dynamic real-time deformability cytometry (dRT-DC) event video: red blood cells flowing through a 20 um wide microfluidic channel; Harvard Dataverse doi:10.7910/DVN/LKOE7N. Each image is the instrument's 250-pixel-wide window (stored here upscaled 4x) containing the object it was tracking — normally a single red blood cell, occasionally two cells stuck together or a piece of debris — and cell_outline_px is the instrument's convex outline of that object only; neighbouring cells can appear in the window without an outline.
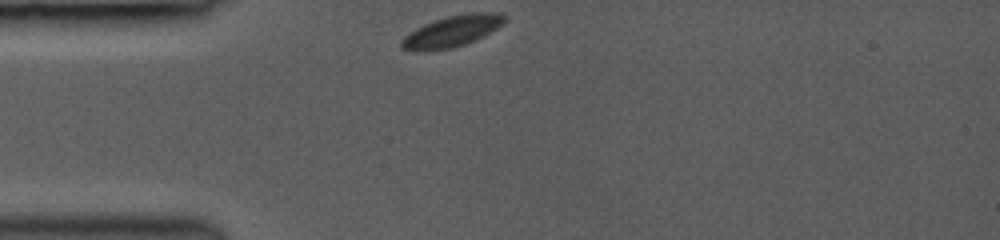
{"species": "common noctule bat (a hibernating species)", "species_latin": "Nyctalus noctula", "temperature_condition": "room temperature", "stored_images_in_passage": 4, "camera_frame_rate_fps": 3000, "um_per_image_px": 0.085, "animal": {"sex": "female", "body_mass_g": 19.0, "forearm_length_mm": 53.3}, "frame": {"image": 1, "passage_image": 1, "time_ms": 0.0, "image_size_px": [1000, 240], "cell_outline_px": [[504, 20], [496, 28], [484, 36], [476, 40], [452, 48], [424, 52], [412, 52], [400, 48], [400, 40], [408, 32], [424, 24], [448, 16], [472, 12], [500, 12], [504, 16]], "centroid_in_image_um": [38.33, 2.69], "position_along_channel_um": 46.7, "area_um2": 18.9}}
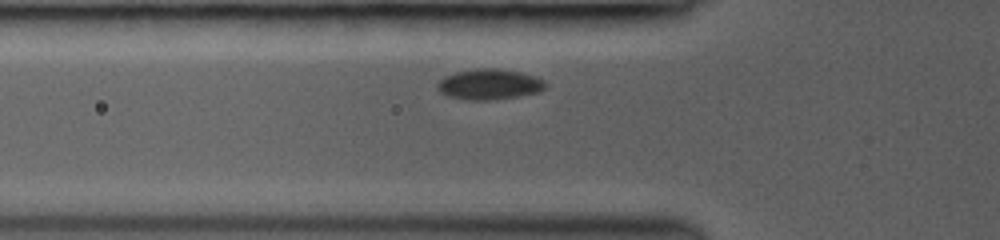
{"frame": {"image": 2, "passage_image": 3, "time_ms": 1.333, "image_size_px": [1000, 240], "cell_outline_px": [[548, 84], [540, 92], [516, 96], [488, 100], [468, 100], [448, 96], [440, 92], [436, 84], [444, 76], [456, 72], [476, 68], [496, 68], [520, 72], [536, 76], [544, 80]], "centroid_in_image_um": [41.6, 7.16], "position_along_channel_um": 84.2, "area_um2": 19.25}}